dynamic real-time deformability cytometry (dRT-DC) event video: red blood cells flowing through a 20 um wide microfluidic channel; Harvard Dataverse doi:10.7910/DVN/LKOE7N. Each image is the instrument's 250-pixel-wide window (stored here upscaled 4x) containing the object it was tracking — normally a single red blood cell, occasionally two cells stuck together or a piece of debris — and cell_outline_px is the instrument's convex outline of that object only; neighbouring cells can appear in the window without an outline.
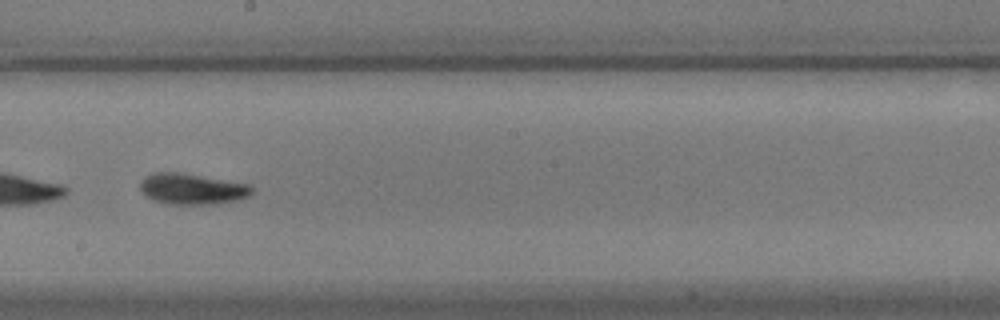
{"species": "common noctule bat (a hibernating species)", "species_latin": "Nyctalus noctula", "temperature_condition": "warm", "stored_images_in_passage": 40, "camera_frame_rate_fps": 3000, "um_per_image_px": 0.085, "animal": {"sex": "male", "body_mass_g": 17.9}, "frame": {"image": 1, "passage_image": 30, "time_ms": 9.667, "image_size_px": [1000, 320], "cell_outline_px": [[256, 188], [248, 196], [240, 200], [216, 204], [168, 204], [152, 200], [140, 188], [140, 180], [144, 176], [152, 172], [180, 172], [252, 184]], "centroid_in_image_um": [16.37, 16.05], "position_along_channel_um": 231.8, "area_um2": 20.52}}